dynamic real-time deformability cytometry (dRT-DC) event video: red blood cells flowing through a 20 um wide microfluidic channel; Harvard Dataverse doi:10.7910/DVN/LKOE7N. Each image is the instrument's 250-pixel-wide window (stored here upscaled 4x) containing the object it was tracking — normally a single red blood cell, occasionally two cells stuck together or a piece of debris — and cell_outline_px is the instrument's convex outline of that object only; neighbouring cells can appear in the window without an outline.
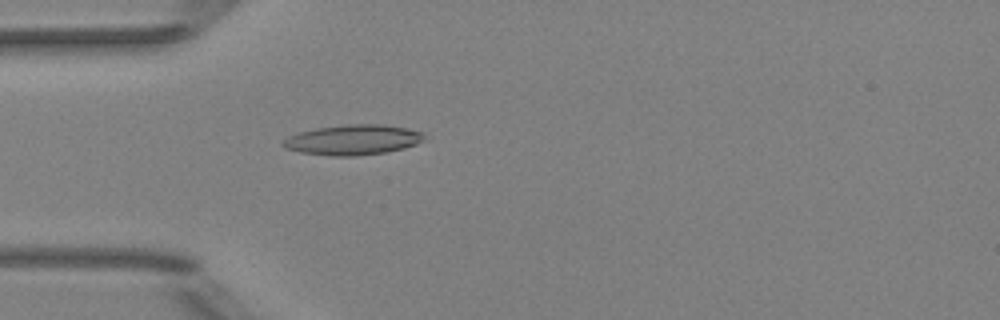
{"species": "Egyptian fruit bat (a non-hibernating species)", "species_latin": "Rousettus aegyptiacus", "temperature_condition": "room temperature", "stored_images_in_passage": 1, "camera_frame_rate_fps": 3000, "um_per_image_px": 0.085, "animal": {"sex": "female"}, "frame": {"image": 1, "passage_image": 1, "time_ms": 0.0, "image_size_px": [1000, 320], "cell_outline_px": [[428, 140], [404, 148], [384, 152], [356, 156], [332, 156], [300, 152], [284, 148], [280, 144], [288, 136], [300, 132], [316, 128], [348, 124], [384, 124], [408, 128], [424, 132]], "centroid_in_image_um": [30.04, 11.88], "position_along_channel_um": 55.0, "area_um2": 25.09}}